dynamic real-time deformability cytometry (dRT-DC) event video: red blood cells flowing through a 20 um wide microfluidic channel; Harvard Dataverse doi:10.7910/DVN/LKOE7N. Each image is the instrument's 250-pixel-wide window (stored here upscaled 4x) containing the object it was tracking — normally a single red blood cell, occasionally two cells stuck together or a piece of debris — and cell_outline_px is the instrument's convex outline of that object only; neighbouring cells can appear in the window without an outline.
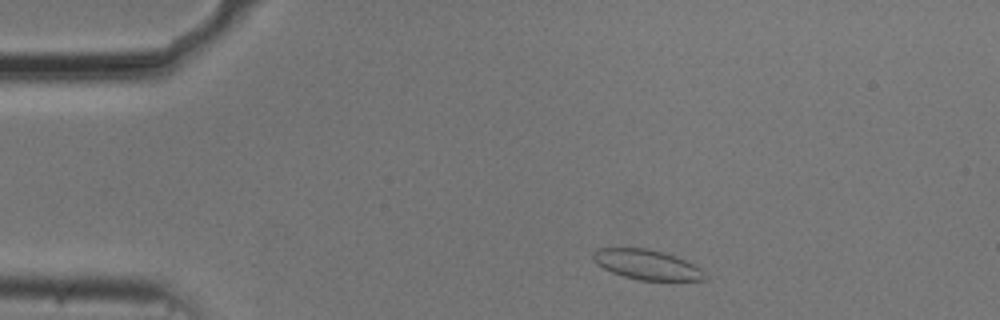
{"species": "common noctule bat (a hibernating species)", "species_latin": "Nyctalus noctula", "temperature_condition": "cold", "stored_images_in_passage": 35, "camera_frame_rate_fps": 3000, "um_per_image_px": 0.085, "animal": {"sex": "male", "body_mass_g": 20.5, "forearm_length_mm": 52.5}, "frame": {"image": 1, "passage_image": 5, "time_ms": 1.333, "image_size_px": [1000, 320], "cell_outline_px": [[704, 280], [640, 280], [624, 276], [612, 272], [596, 264], [592, 260], [592, 252], [596, 248], [648, 248], [664, 252], [676, 256], [700, 268], [704, 276]], "centroid_in_image_um": [54.91, 22.47], "position_along_channel_um": 30.1, "area_um2": 19.31}}
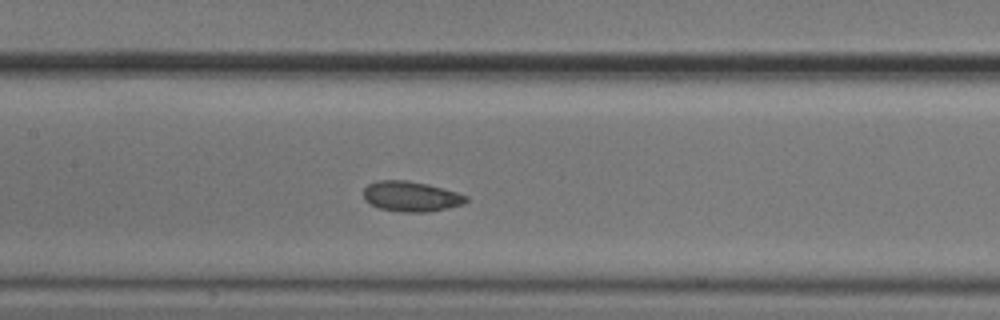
{"frame": {"image": 2, "passage_image": 21, "time_ms": 6.667, "image_size_px": [1000, 320], "cell_outline_px": [[468, 200], [464, 204], [448, 208], [428, 212], [404, 212], [380, 208], [364, 200], [364, 188], [368, 184], [376, 180], [408, 180], [428, 184], [456, 192], [468, 196]], "centroid_in_image_um": [34.95, 16.69], "position_along_channel_um": 172.5, "area_um2": 18.09}}
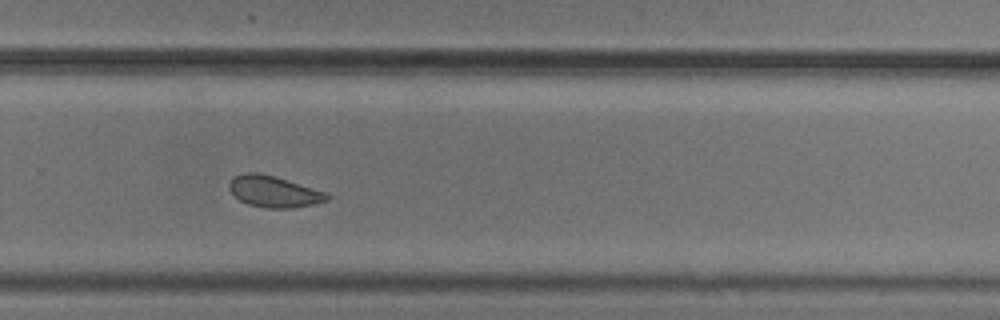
{"frame": {"image": 3, "passage_image": 32, "time_ms": 10.333, "image_size_px": [1000, 320], "cell_outline_px": [[332, 196], [328, 200], [316, 204], [292, 208], [268, 208], [248, 204], [240, 200], [228, 188], [228, 184], [232, 176], [244, 172], [260, 172], [328, 192]], "centroid_in_image_um": [23.3, 16.27], "position_along_channel_um": 306.5, "area_um2": 18.09}}